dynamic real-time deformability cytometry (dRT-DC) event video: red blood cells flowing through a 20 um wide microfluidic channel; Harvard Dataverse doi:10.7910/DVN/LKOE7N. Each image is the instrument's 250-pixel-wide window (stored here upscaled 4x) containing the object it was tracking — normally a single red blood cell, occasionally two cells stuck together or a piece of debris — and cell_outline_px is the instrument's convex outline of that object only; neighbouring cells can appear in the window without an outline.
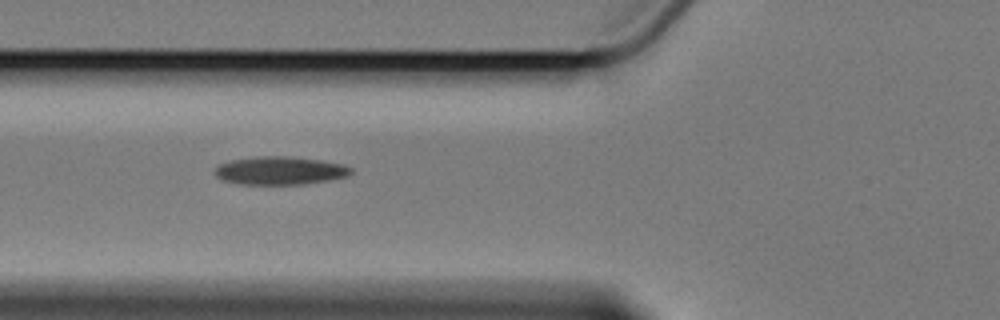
{"species": "Egyptian fruit bat (a non-hibernating species)", "species_latin": "Rousettus aegyptiacus", "temperature_condition": "cold", "stored_images_in_passage": 6, "camera_frame_rate_fps": 3000, "um_per_image_px": 0.085, "animal": {"sex": "female"}, "frame": {"image": 1, "passage_image": 5, "time_ms": 4.667, "image_size_px": [1000, 320], "cell_outline_px": [[352, 172], [348, 176], [328, 180], [304, 184], [240, 184], [224, 180], [216, 176], [216, 168], [220, 164], [232, 160], [260, 156], [288, 156], [324, 160], [344, 164], [352, 168]], "centroid_in_image_um": [23.86, 14.49], "position_along_channel_um": 101.9, "area_um2": 22.25}}
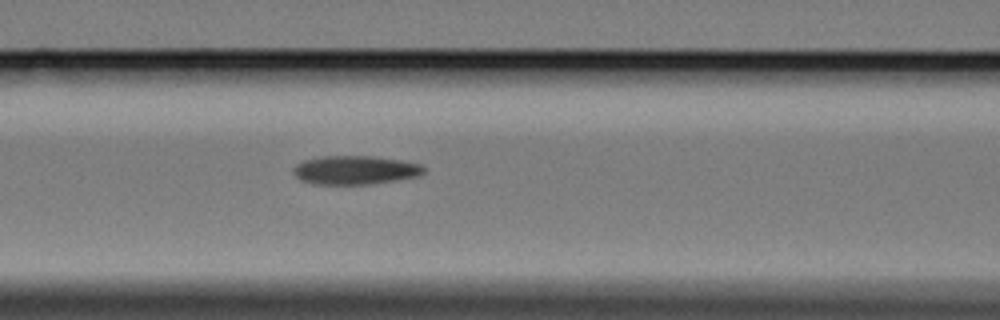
{"frame": {"image": 2, "passage_image": 6, "time_ms": 5.667, "image_size_px": [1000, 320], "cell_outline_px": [[424, 172], [420, 176], [372, 184], [312, 184], [300, 180], [292, 172], [292, 168], [296, 164], [304, 160], [324, 156], [376, 156], [400, 160], [420, 164], [424, 168]], "centroid_in_image_um": [30.17, 14.46], "position_along_channel_um": 136.4, "area_um2": 21.96}}